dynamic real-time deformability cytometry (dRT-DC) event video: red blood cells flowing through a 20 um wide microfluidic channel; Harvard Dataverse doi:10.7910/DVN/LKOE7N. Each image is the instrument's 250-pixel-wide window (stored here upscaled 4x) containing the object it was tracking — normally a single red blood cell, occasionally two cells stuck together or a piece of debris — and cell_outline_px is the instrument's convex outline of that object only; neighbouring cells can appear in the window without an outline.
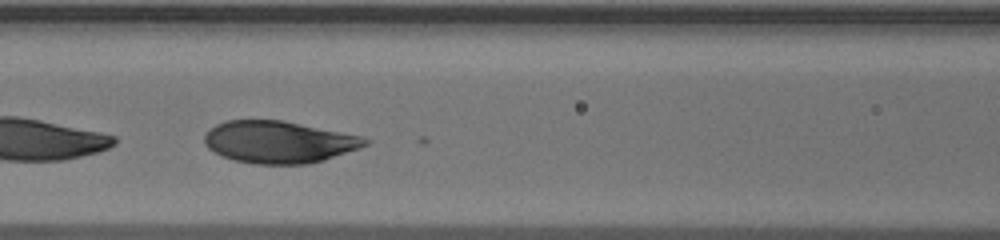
{"species": "human", "species_latin": "Homo sapiens", "temperature_condition": "warm", "stored_images_in_passage": 35, "camera_frame_rate_fps": 3000, "um_per_image_px": 0.085, "donor": {"sex": "male"}, "frame": {"image": 1, "passage_image": 13, "time_ms": 4.0, "image_size_px": [1000, 240], "cell_outline_px": [[372, 140], [368, 144], [360, 148], [324, 160], [308, 164], [256, 164], [232, 160], [208, 148], [204, 144], [204, 136], [216, 124], [224, 120], [284, 120], [360, 136]], "centroid_in_image_um": [23.71, 12.07], "position_along_channel_um": 142.9, "area_um2": 39.36}}
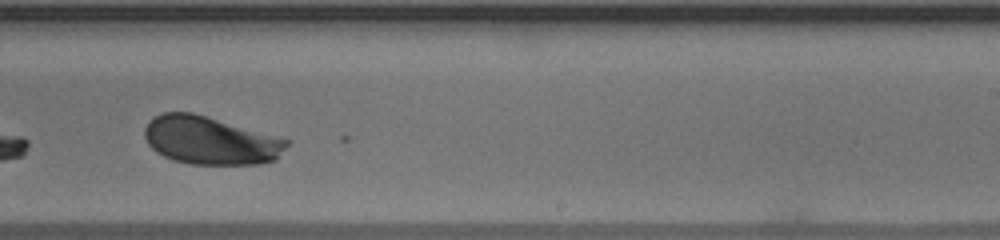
{"frame": {"image": 2, "passage_image": 23, "time_ms": 7.333, "image_size_px": [1000, 240], "cell_outline_px": [[292, 140], [276, 160], [260, 164], [192, 164], [172, 160], [156, 152], [148, 144], [144, 136], [144, 128], [148, 120], [160, 112], [192, 112], [280, 136]], "centroid_in_image_um": [17.89, 11.93], "position_along_channel_um": 271.1, "area_um2": 40.34}}
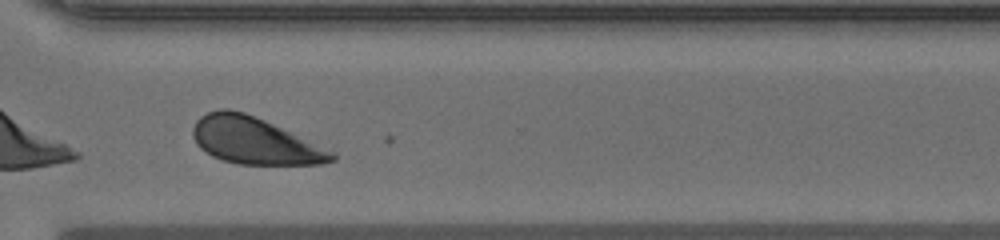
{"frame": {"image": 3, "passage_image": 29, "time_ms": 9.333, "image_size_px": [1000, 240], "cell_outline_px": [[336, 160], [320, 164], [236, 164], [212, 156], [204, 152], [196, 144], [192, 136], [192, 128], [196, 120], [200, 116], [208, 112], [220, 108], [228, 108], [244, 112], [264, 120], [336, 152]], "centroid_in_image_um": [21.61, 11.96], "position_along_channel_um": 349.0, "area_um2": 37.92}, "authors_computed_cell_mechanics": {"area_um2": 40.1132, "velocity_mm_per_s": 3.8638, "shape_relaxation_time_tau1_ms": 2.9978, "shape_relaxation_time_tau2_ms": null, "deformation_change_tau1": 0.1353, "deformation_change_tau2": null}}